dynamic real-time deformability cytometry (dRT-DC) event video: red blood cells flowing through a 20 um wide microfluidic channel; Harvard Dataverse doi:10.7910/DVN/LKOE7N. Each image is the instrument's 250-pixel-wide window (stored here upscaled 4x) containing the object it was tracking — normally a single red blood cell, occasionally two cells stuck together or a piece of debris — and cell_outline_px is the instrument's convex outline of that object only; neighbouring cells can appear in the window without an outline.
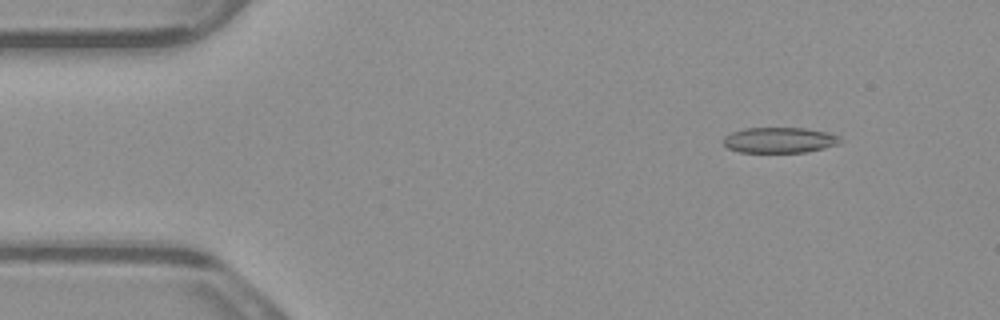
{"species": "common noctule bat (a hibernating species)", "species_latin": "Nyctalus noctula", "temperature_condition": "warm", "stored_images_in_passage": 6, "camera_frame_rate_fps": 3000, "um_per_image_px": 0.085, "animal": {"sex": "male", "body_mass_g": 23.1, "forearm_length_mm": 52.7}, "frame": {"image": 1, "passage_image": 2, "time_ms": 0.333, "image_size_px": [1000, 320], "cell_outline_px": [[844, 140], [840, 144], [808, 152], [740, 152], [728, 148], [724, 144], [724, 136], [732, 132], [744, 128], [804, 128], [828, 132], [840, 136]], "centroid_in_image_um": [66.31, 11.91], "position_along_channel_um": 18.7, "area_um2": 17.57}}
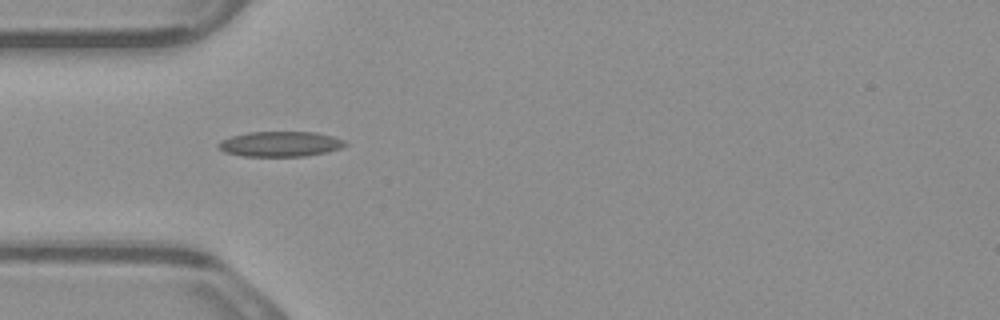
{"frame": {"image": 2, "passage_image": 5, "time_ms": 1.333, "image_size_px": [1000, 320], "cell_outline_px": [[348, 144], [340, 148], [324, 152], [304, 156], [244, 156], [224, 152], [216, 144], [220, 140], [232, 136], [248, 132], [316, 132], [332, 136], [344, 140]], "centroid_in_image_um": [23.8, 12.23], "position_along_channel_um": 61.2, "area_um2": 18.5}}
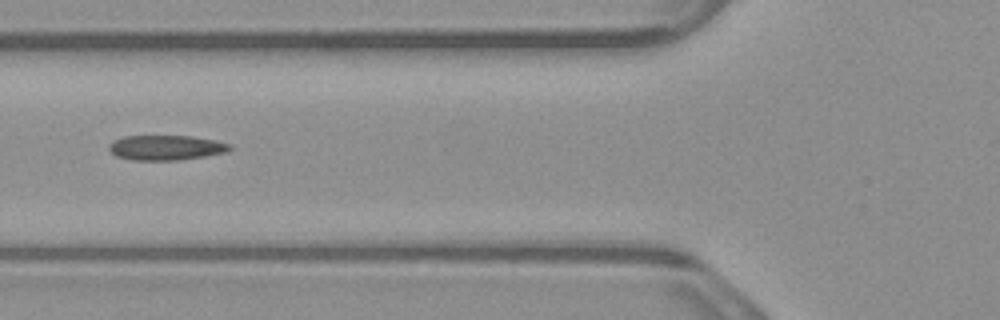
{"frame": {"image": 3, "passage_image": 6, "time_ms": 1.667, "image_size_px": [1000, 320], "cell_outline_px": [[232, 148], [224, 152], [204, 156], [176, 160], [132, 160], [116, 156], [108, 148], [108, 144], [124, 136], [192, 136], [216, 140], [232, 144]], "centroid_in_image_um": [14.11, 12.54], "position_along_channel_um": 111.7, "area_um2": 17.46}}